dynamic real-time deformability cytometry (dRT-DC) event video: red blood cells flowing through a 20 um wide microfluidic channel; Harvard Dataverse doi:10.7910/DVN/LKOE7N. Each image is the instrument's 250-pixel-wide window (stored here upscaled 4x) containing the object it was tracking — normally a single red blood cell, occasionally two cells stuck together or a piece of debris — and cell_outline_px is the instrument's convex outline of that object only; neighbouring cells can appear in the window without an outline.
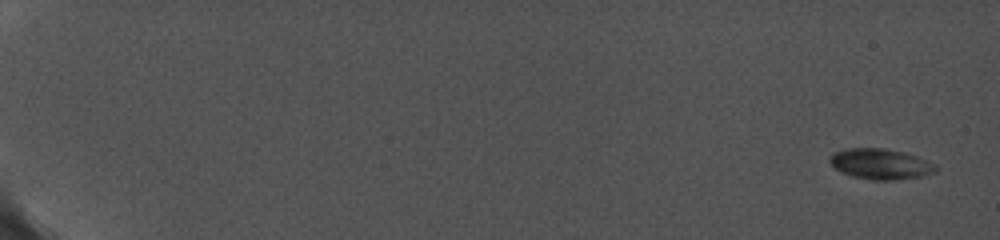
{"species": "common noctule bat (a hibernating species)", "species_latin": "Nyctalus noctula", "temperature_condition": "cold", "stored_images_in_passage": 6, "camera_frame_rate_fps": 5000, "um_per_image_px": 0.085, "animal": {"sex": "female", "body_mass_g": 19.0, "forearm_length_mm": 56.7}, "frame": {"image": 1, "passage_image": 1, "time_ms": 0.0, "image_size_px": [1000, 240], "cell_outline_px": [[940, 168], [936, 172], [924, 176], [896, 180], [872, 180], [852, 176], [840, 172], [828, 160], [832, 152], [848, 148], [880, 148], [900, 152], [936, 164]], "centroid_in_image_um": [74.83, 13.96], "position_along_channel_um": 10.2, "area_um2": 18.79}}
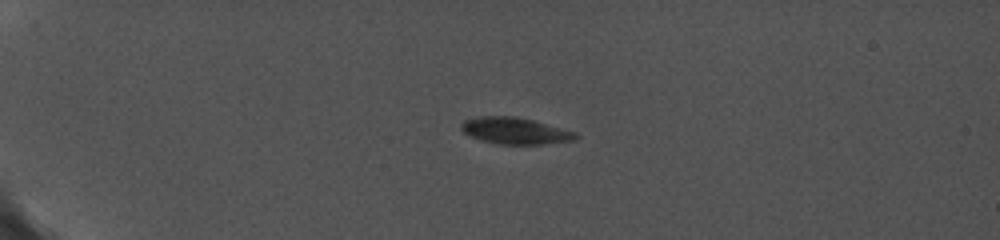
{"frame": {"image": 2, "passage_image": 5, "time_ms": 4.8, "image_size_px": [1000, 240], "cell_outline_px": [[580, 136], [576, 140], [544, 144], [496, 144], [480, 140], [464, 132], [460, 128], [460, 124], [464, 120], [484, 116], [512, 116], [532, 120], [572, 132]], "centroid_in_image_um": [43.74, 11.13], "position_along_channel_um": 41.3, "area_um2": 17.4}}